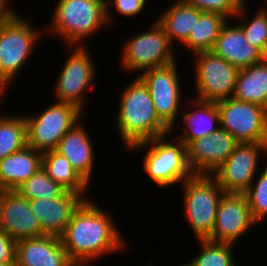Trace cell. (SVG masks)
<instances>
[{"label": "cell", "instance_id": "ba28073f", "mask_svg": "<svg viewBox=\"0 0 267 266\" xmlns=\"http://www.w3.org/2000/svg\"><path fill=\"white\" fill-rule=\"evenodd\" d=\"M125 44V45H124ZM122 45L120 65L123 70L140 72L165 66L176 61L173 45L163 27L154 21L148 31L137 34ZM122 62V63H121Z\"/></svg>", "mask_w": 267, "mask_h": 266}, {"label": "cell", "instance_id": "f1b7e54d", "mask_svg": "<svg viewBox=\"0 0 267 266\" xmlns=\"http://www.w3.org/2000/svg\"><path fill=\"white\" fill-rule=\"evenodd\" d=\"M16 191L27 200L54 199L59 197L65 189L53 181L41 168L28 180L17 187Z\"/></svg>", "mask_w": 267, "mask_h": 266}, {"label": "cell", "instance_id": "5bb4252c", "mask_svg": "<svg viewBox=\"0 0 267 266\" xmlns=\"http://www.w3.org/2000/svg\"><path fill=\"white\" fill-rule=\"evenodd\" d=\"M257 224L245 194L225 193L221 198L215 225L208 240L235 244L242 234Z\"/></svg>", "mask_w": 267, "mask_h": 266}, {"label": "cell", "instance_id": "603a6c76", "mask_svg": "<svg viewBox=\"0 0 267 266\" xmlns=\"http://www.w3.org/2000/svg\"><path fill=\"white\" fill-rule=\"evenodd\" d=\"M202 13L182 0H175L156 20L163 27L172 45L174 41L183 44Z\"/></svg>", "mask_w": 267, "mask_h": 266}, {"label": "cell", "instance_id": "2e32d148", "mask_svg": "<svg viewBox=\"0 0 267 266\" xmlns=\"http://www.w3.org/2000/svg\"><path fill=\"white\" fill-rule=\"evenodd\" d=\"M0 229L16 241L45 235L29 200L16 190L0 191Z\"/></svg>", "mask_w": 267, "mask_h": 266}, {"label": "cell", "instance_id": "e575fe53", "mask_svg": "<svg viewBox=\"0 0 267 266\" xmlns=\"http://www.w3.org/2000/svg\"><path fill=\"white\" fill-rule=\"evenodd\" d=\"M9 0H0V26L15 12L12 8L10 9L8 2Z\"/></svg>", "mask_w": 267, "mask_h": 266}, {"label": "cell", "instance_id": "277c9868", "mask_svg": "<svg viewBox=\"0 0 267 266\" xmlns=\"http://www.w3.org/2000/svg\"><path fill=\"white\" fill-rule=\"evenodd\" d=\"M168 135L137 143L129 149L131 152L148 147L142 160L143 170L151 182L162 188L182 183L193 175L187 163L186 145L176 137L175 141H166Z\"/></svg>", "mask_w": 267, "mask_h": 266}, {"label": "cell", "instance_id": "5b68a950", "mask_svg": "<svg viewBox=\"0 0 267 266\" xmlns=\"http://www.w3.org/2000/svg\"><path fill=\"white\" fill-rule=\"evenodd\" d=\"M38 32L17 12L0 26V91L3 94L36 51L41 34Z\"/></svg>", "mask_w": 267, "mask_h": 266}, {"label": "cell", "instance_id": "d6986e66", "mask_svg": "<svg viewBox=\"0 0 267 266\" xmlns=\"http://www.w3.org/2000/svg\"><path fill=\"white\" fill-rule=\"evenodd\" d=\"M228 22L221 27L211 52L239 69L260 62L262 51L249 42L237 24Z\"/></svg>", "mask_w": 267, "mask_h": 266}, {"label": "cell", "instance_id": "8d00e7d4", "mask_svg": "<svg viewBox=\"0 0 267 266\" xmlns=\"http://www.w3.org/2000/svg\"><path fill=\"white\" fill-rule=\"evenodd\" d=\"M181 266H193V264L189 261V262H185Z\"/></svg>", "mask_w": 267, "mask_h": 266}, {"label": "cell", "instance_id": "7c38bea8", "mask_svg": "<svg viewBox=\"0 0 267 266\" xmlns=\"http://www.w3.org/2000/svg\"><path fill=\"white\" fill-rule=\"evenodd\" d=\"M177 61L147 70L138 77L144 82L153 100L159 120L171 131L176 125L181 105V83Z\"/></svg>", "mask_w": 267, "mask_h": 266}, {"label": "cell", "instance_id": "7a4b0ae2", "mask_svg": "<svg viewBox=\"0 0 267 266\" xmlns=\"http://www.w3.org/2000/svg\"><path fill=\"white\" fill-rule=\"evenodd\" d=\"M125 87L120 92L116 125L126 151L137 143L172 134L159 120L144 82L137 76Z\"/></svg>", "mask_w": 267, "mask_h": 266}, {"label": "cell", "instance_id": "83f0119b", "mask_svg": "<svg viewBox=\"0 0 267 266\" xmlns=\"http://www.w3.org/2000/svg\"><path fill=\"white\" fill-rule=\"evenodd\" d=\"M200 253L190 261L193 266H236L232 243L199 239Z\"/></svg>", "mask_w": 267, "mask_h": 266}, {"label": "cell", "instance_id": "30bf717a", "mask_svg": "<svg viewBox=\"0 0 267 266\" xmlns=\"http://www.w3.org/2000/svg\"><path fill=\"white\" fill-rule=\"evenodd\" d=\"M194 98L218 102L233 96L239 68L230 65L211 51L194 53Z\"/></svg>", "mask_w": 267, "mask_h": 266}, {"label": "cell", "instance_id": "6da1fadb", "mask_svg": "<svg viewBox=\"0 0 267 266\" xmlns=\"http://www.w3.org/2000/svg\"><path fill=\"white\" fill-rule=\"evenodd\" d=\"M102 209L93 199H85L60 236L64 250L76 266H92L97 258L128 247L115 219Z\"/></svg>", "mask_w": 267, "mask_h": 266}, {"label": "cell", "instance_id": "74e56055", "mask_svg": "<svg viewBox=\"0 0 267 266\" xmlns=\"http://www.w3.org/2000/svg\"><path fill=\"white\" fill-rule=\"evenodd\" d=\"M16 264H2L0 263V266H15Z\"/></svg>", "mask_w": 267, "mask_h": 266}, {"label": "cell", "instance_id": "8fae6325", "mask_svg": "<svg viewBox=\"0 0 267 266\" xmlns=\"http://www.w3.org/2000/svg\"><path fill=\"white\" fill-rule=\"evenodd\" d=\"M71 48L70 57L65 61L59 77L53 88L54 95L57 101L70 103L76 105L80 110L84 111L85 98L87 90L92 85L93 78L95 77L94 62L92 56L88 52L89 49L83 45L67 46ZM74 48V50H73ZM86 91V92H85ZM85 97V98H84Z\"/></svg>", "mask_w": 267, "mask_h": 266}, {"label": "cell", "instance_id": "cb8c5ba5", "mask_svg": "<svg viewBox=\"0 0 267 266\" xmlns=\"http://www.w3.org/2000/svg\"><path fill=\"white\" fill-rule=\"evenodd\" d=\"M232 97L267 109V63L261 60L240 69Z\"/></svg>", "mask_w": 267, "mask_h": 266}, {"label": "cell", "instance_id": "ffe728a7", "mask_svg": "<svg viewBox=\"0 0 267 266\" xmlns=\"http://www.w3.org/2000/svg\"><path fill=\"white\" fill-rule=\"evenodd\" d=\"M80 121L69 130L59 141L55 151L66 157L73 169L89 185L92 173L95 154L91 137L86 126Z\"/></svg>", "mask_w": 267, "mask_h": 266}, {"label": "cell", "instance_id": "52a82bcc", "mask_svg": "<svg viewBox=\"0 0 267 266\" xmlns=\"http://www.w3.org/2000/svg\"><path fill=\"white\" fill-rule=\"evenodd\" d=\"M37 115H24L27 146L46 152L55 150L60 139L78 124L84 113L76 105L57 102Z\"/></svg>", "mask_w": 267, "mask_h": 266}, {"label": "cell", "instance_id": "7402d4cb", "mask_svg": "<svg viewBox=\"0 0 267 266\" xmlns=\"http://www.w3.org/2000/svg\"><path fill=\"white\" fill-rule=\"evenodd\" d=\"M187 104L191 105L192 108L194 105V109L189 112H183L185 132L181 135L179 134L178 137L176 136L186 146L195 139L209 136L220 127V114L216 102L193 98Z\"/></svg>", "mask_w": 267, "mask_h": 266}, {"label": "cell", "instance_id": "9a60e30c", "mask_svg": "<svg viewBox=\"0 0 267 266\" xmlns=\"http://www.w3.org/2000/svg\"><path fill=\"white\" fill-rule=\"evenodd\" d=\"M238 142L219 127L209 136L191 141L186 146L187 163L193 174L211 175L232 154Z\"/></svg>", "mask_w": 267, "mask_h": 266}, {"label": "cell", "instance_id": "d590c367", "mask_svg": "<svg viewBox=\"0 0 267 266\" xmlns=\"http://www.w3.org/2000/svg\"><path fill=\"white\" fill-rule=\"evenodd\" d=\"M262 61L267 63V43L265 44V47L262 50Z\"/></svg>", "mask_w": 267, "mask_h": 266}, {"label": "cell", "instance_id": "ac0fdd59", "mask_svg": "<svg viewBox=\"0 0 267 266\" xmlns=\"http://www.w3.org/2000/svg\"><path fill=\"white\" fill-rule=\"evenodd\" d=\"M15 266H76L68 257L60 237L43 235L16 242Z\"/></svg>", "mask_w": 267, "mask_h": 266}, {"label": "cell", "instance_id": "f546056e", "mask_svg": "<svg viewBox=\"0 0 267 266\" xmlns=\"http://www.w3.org/2000/svg\"><path fill=\"white\" fill-rule=\"evenodd\" d=\"M190 4L202 12L218 13L226 18L243 19L248 11L246 0H182ZM242 18V19H241Z\"/></svg>", "mask_w": 267, "mask_h": 266}, {"label": "cell", "instance_id": "44dd1931", "mask_svg": "<svg viewBox=\"0 0 267 266\" xmlns=\"http://www.w3.org/2000/svg\"><path fill=\"white\" fill-rule=\"evenodd\" d=\"M43 153L29 146L0 160V191L16 190L42 168Z\"/></svg>", "mask_w": 267, "mask_h": 266}, {"label": "cell", "instance_id": "e0dca14e", "mask_svg": "<svg viewBox=\"0 0 267 266\" xmlns=\"http://www.w3.org/2000/svg\"><path fill=\"white\" fill-rule=\"evenodd\" d=\"M84 200L82 195L65 190L54 199H31L29 205L38 218L43 233L60 237L73 213Z\"/></svg>", "mask_w": 267, "mask_h": 266}, {"label": "cell", "instance_id": "1f68e13d", "mask_svg": "<svg viewBox=\"0 0 267 266\" xmlns=\"http://www.w3.org/2000/svg\"><path fill=\"white\" fill-rule=\"evenodd\" d=\"M253 16L252 20L245 19V22H238V26L242 29L244 35L249 42L259 48L261 51L267 43V7L263 6Z\"/></svg>", "mask_w": 267, "mask_h": 266}, {"label": "cell", "instance_id": "4316f807", "mask_svg": "<svg viewBox=\"0 0 267 266\" xmlns=\"http://www.w3.org/2000/svg\"><path fill=\"white\" fill-rule=\"evenodd\" d=\"M0 115V160L27 146L24 116Z\"/></svg>", "mask_w": 267, "mask_h": 266}, {"label": "cell", "instance_id": "8992f818", "mask_svg": "<svg viewBox=\"0 0 267 266\" xmlns=\"http://www.w3.org/2000/svg\"><path fill=\"white\" fill-rule=\"evenodd\" d=\"M186 220L193 234L208 239L215 225L219 202L225 192L217 181L206 174H193L182 182Z\"/></svg>", "mask_w": 267, "mask_h": 266}, {"label": "cell", "instance_id": "4fadbf2b", "mask_svg": "<svg viewBox=\"0 0 267 266\" xmlns=\"http://www.w3.org/2000/svg\"><path fill=\"white\" fill-rule=\"evenodd\" d=\"M262 152L267 154V143H238L211 176L225 193L244 194L257 178Z\"/></svg>", "mask_w": 267, "mask_h": 266}, {"label": "cell", "instance_id": "484cf974", "mask_svg": "<svg viewBox=\"0 0 267 266\" xmlns=\"http://www.w3.org/2000/svg\"><path fill=\"white\" fill-rule=\"evenodd\" d=\"M227 20L229 19L221 14L203 12L182 45L193 54L211 51L221 27Z\"/></svg>", "mask_w": 267, "mask_h": 266}, {"label": "cell", "instance_id": "d6a6232c", "mask_svg": "<svg viewBox=\"0 0 267 266\" xmlns=\"http://www.w3.org/2000/svg\"><path fill=\"white\" fill-rule=\"evenodd\" d=\"M111 1L113 3L112 7H115V11H118V13L124 17H134L140 15L139 13L143 11L148 2L147 0H105L108 23L112 22L111 18L113 19L110 13V11H112L110 10V5H112Z\"/></svg>", "mask_w": 267, "mask_h": 266}, {"label": "cell", "instance_id": "3957f363", "mask_svg": "<svg viewBox=\"0 0 267 266\" xmlns=\"http://www.w3.org/2000/svg\"><path fill=\"white\" fill-rule=\"evenodd\" d=\"M55 7L46 29L65 46H85L89 36L108 25L105 0H59Z\"/></svg>", "mask_w": 267, "mask_h": 266}, {"label": "cell", "instance_id": "836d02e7", "mask_svg": "<svg viewBox=\"0 0 267 266\" xmlns=\"http://www.w3.org/2000/svg\"><path fill=\"white\" fill-rule=\"evenodd\" d=\"M16 240L0 229V263L16 264Z\"/></svg>", "mask_w": 267, "mask_h": 266}, {"label": "cell", "instance_id": "4dcf8cb0", "mask_svg": "<svg viewBox=\"0 0 267 266\" xmlns=\"http://www.w3.org/2000/svg\"><path fill=\"white\" fill-rule=\"evenodd\" d=\"M256 182L244 193L247 196L253 220L258 224L267 216V163Z\"/></svg>", "mask_w": 267, "mask_h": 266}, {"label": "cell", "instance_id": "d4e9b609", "mask_svg": "<svg viewBox=\"0 0 267 266\" xmlns=\"http://www.w3.org/2000/svg\"><path fill=\"white\" fill-rule=\"evenodd\" d=\"M42 168L47 175L66 191H71L87 198L88 184L73 169L69 160L55 150L43 152ZM85 195V196H84Z\"/></svg>", "mask_w": 267, "mask_h": 266}, {"label": "cell", "instance_id": "9c48e42d", "mask_svg": "<svg viewBox=\"0 0 267 266\" xmlns=\"http://www.w3.org/2000/svg\"><path fill=\"white\" fill-rule=\"evenodd\" d=\"M220 127L238 143H267V109L233 97L216 102Z\"/></svg>", "mask_w": 267, "mask_h": 266}]
</instances>
